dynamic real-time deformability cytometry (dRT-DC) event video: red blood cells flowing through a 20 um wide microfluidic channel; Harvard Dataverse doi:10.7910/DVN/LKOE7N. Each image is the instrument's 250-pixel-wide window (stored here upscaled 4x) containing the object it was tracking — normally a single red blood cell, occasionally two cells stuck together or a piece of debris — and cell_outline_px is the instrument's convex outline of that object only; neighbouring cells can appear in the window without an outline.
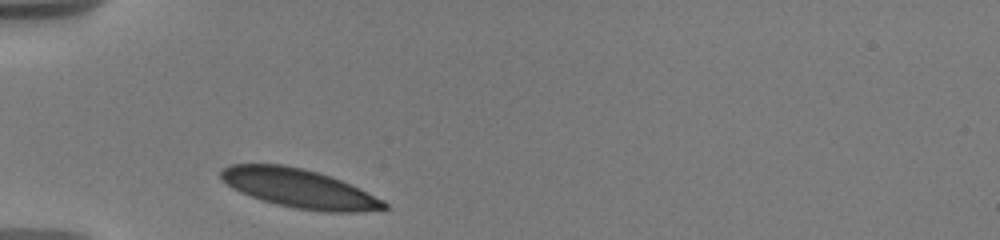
{"species": "human", "species_latin": "Homo sapiens", "temperature_condition": "warm", "stored_images_in_passage": 28, "camera_frame_rate_fps": 3000, "um_per_image_px": 0.085, "donor": {"sex": "male"}, "frame": {"image": 1, "passage_image": 1, "time_ms": 0.0, "image_size_px": [1000, 240], "cell_outline_px": [[388, 208], [360, 212], [328, 212], [296, 208], [276, 204], [240, 192], [232, 188], [220, 180], [220, 168], [232, 164], [284, 164], [316, 172], [340, 180], [384, 200], [388, 204]], "centroid_in_image_um": [25.39, 16.01], "position_along_channel_um": 59.6, "area_um2": 36.65}}
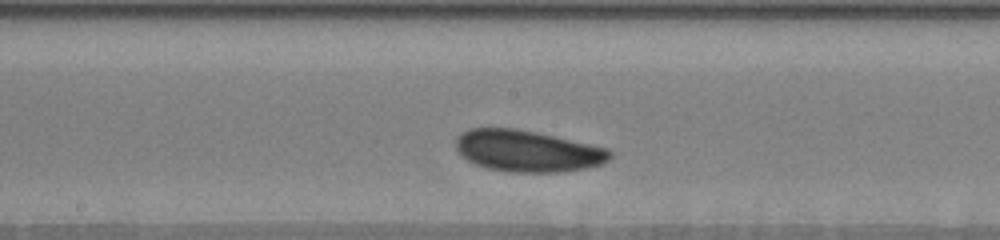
{"frame": {"image": 2, "passage_image": 14, "time_ms": 4.333, "image_size_px": [1000, 240], "cell_outline_px": [[612, 156], [608, 160], [600, 164], [584, 168], [564, 172], [512, 172], [488, 168], [476, 164], [468, 160], [456, 148], [456, 136], [468, 128], [516, 128], [536, 132], [608, 148], [612, 152]], "centroid_in_image_um": [44.83, 12.82], "position_along_channel_um": 203.4, "area_um2": 37.11}}
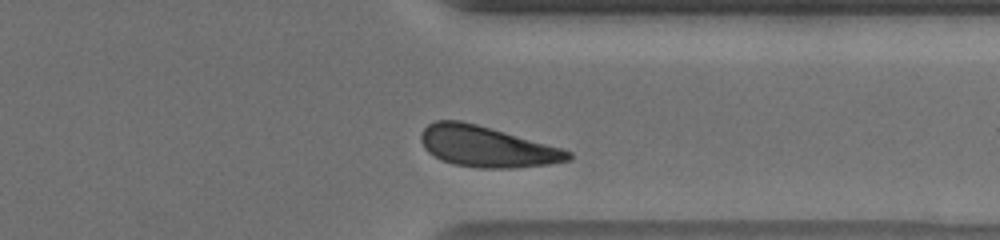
{"frame": {"image": 3, "passage_image": 26, "time_ms": 9.0, "image_size_px": [1000, 240], "cell_outline_px": [[572, 160], [548, 164], [516, 168], [476, 168], [452, 164], [428, 152], [424, 148], [420, 140], [420, 136], [424, 128], [428, 124], [436, 120], [460, 120], [476, 124], [560, 148], [572, 152]], "centroid_in_image_um": [41.35, 12.47], "position_along_channel_um": 370.1, "area_um2": 34.74}, "authors_computed_cell_mechanics": {"area_um2": 36.5874, "velocity_mm_per_s": 3.5584, "shape_relaxation_time_tau1_ms": 2.8302, "shape_relaxation_time_tau2_ms": null, "deformation_change_tau1": 0.0836, "deformation_change_tau2": null}}